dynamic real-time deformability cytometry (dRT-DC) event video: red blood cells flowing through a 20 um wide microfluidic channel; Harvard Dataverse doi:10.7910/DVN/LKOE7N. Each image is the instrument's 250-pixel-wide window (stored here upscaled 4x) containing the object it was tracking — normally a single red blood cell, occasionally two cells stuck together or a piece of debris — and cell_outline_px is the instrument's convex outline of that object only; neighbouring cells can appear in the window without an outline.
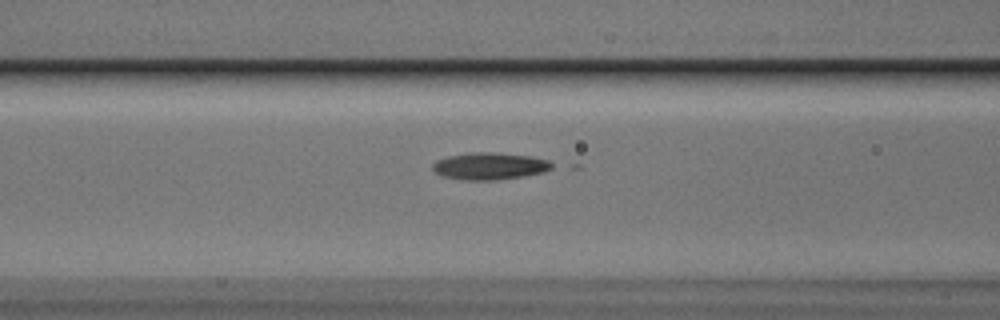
{"species": "Egyptian fruit bat (a non-hibernating species)", "species_latin": "Rousettus aegyptiacus", "temperature_condition": "cold", "stored_images_in_passage": 37, "camera_frame_rate_fps": 3000, "um_per_image_px": 0.085, "animal": {"sex": "male"}, "frame": {"image": 1, "passage_image": 5, "time_ms": 1.333, "image_size_px": [1000, 320], "cell_outline_px": [[556, 164], [552, 168], [544, 172], [524, 176], [496, 180], [464, 180], [444, 176], [436, 172], [432, 168], [432, 164], [436, 160], [448, 156], [468, 152], [492, 152], [532, 156], [548, 160]], "centroid_in_image_um": [41.65, 14.11], "position_along_channel_um": 124.9, "area_um2": 18.96}}
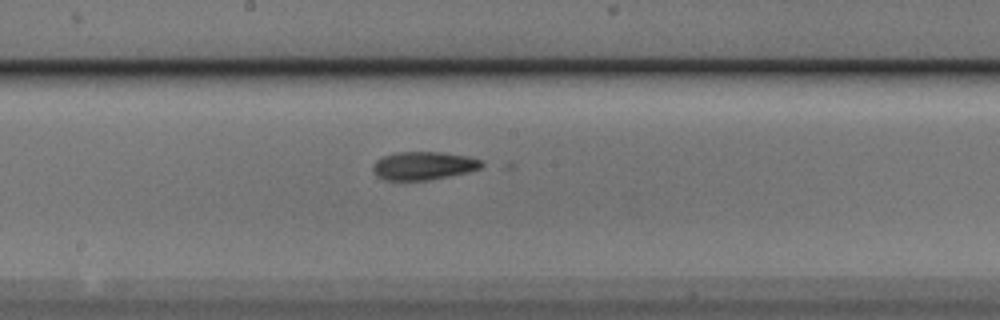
{"frame": {"image": 2, "passage_image": 12, "time_ms": 3.667, "image_size_px": [1000, 320], "cell_outline_px": [[488, 164], [480, 168], [468, 172], [428, 180], [384, 180], [376, 176], [372, 168], [372, 164], [376, 160], [384, 156], [396, 152], [440, 152], [468, 156], [480, 160]], "centroid_in_image_um": [36.0, 14.08], "position_along_channel_um": 212.2, "area_um2": 17.98}}
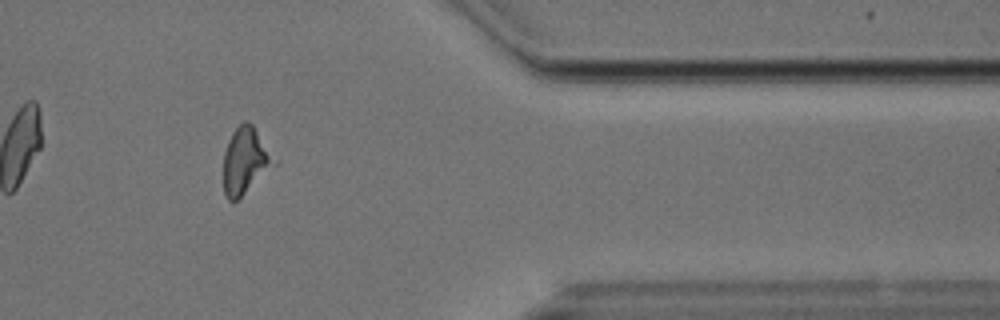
{"frame": {"image": 3, "passage_image": 28, "time_ms": 9.0, "image_size_px": [1000, 320], "cell_outline_px": [[280, 160], [276, 164], [236, 200], [228, 200], [224, 192], [224, 152], [228, 140], [232, 132], [244, 120], [252, 124]], "centroid_in_image_um": [20.89, 13.61], "position_along_channel_um": 390.5, "area_um2": 19.65}}